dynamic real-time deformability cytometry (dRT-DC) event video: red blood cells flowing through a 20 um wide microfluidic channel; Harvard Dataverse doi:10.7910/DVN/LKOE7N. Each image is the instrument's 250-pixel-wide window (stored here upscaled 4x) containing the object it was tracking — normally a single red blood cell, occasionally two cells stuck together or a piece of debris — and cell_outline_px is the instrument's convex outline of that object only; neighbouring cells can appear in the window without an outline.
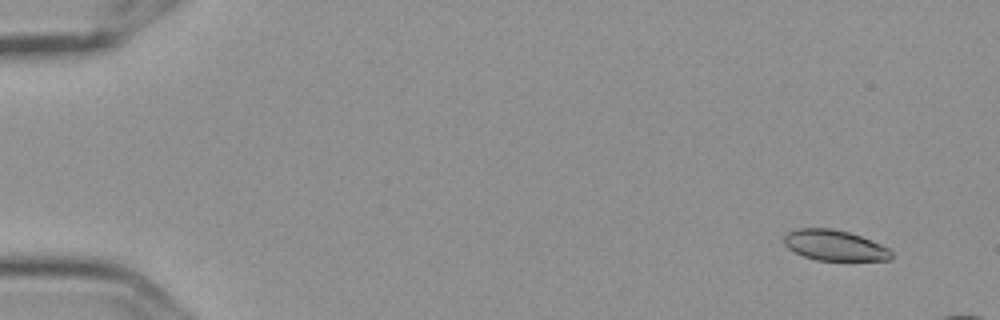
{"species": "Egyptian fruit bat (a non-hibernating species)", "species_latin": "Rousettus aegyptiacus", "temperature_condition": "cold", "stored_images_in_passage": 4, "camera_frame_rate_fps": 3000, "um_per_image_px": 0.085, "frame": {"image": 1, "passage_image": 1, "time_ms": 0.0, "image_size_px": [1000, 320], "cell_outline_px": [[892, 260], [816, 260], [804, 256], [788, 248], [784, 244], [784, 236], [788, 232], [796, 228], [832, 228], [848, 232], [860, 236], [880, 244], [888, 248], [892, 252]], "centroid_in_image_um": [70.93, 20.85], "position_along_channel_um": 14.1, "area_um2": 19.02}}